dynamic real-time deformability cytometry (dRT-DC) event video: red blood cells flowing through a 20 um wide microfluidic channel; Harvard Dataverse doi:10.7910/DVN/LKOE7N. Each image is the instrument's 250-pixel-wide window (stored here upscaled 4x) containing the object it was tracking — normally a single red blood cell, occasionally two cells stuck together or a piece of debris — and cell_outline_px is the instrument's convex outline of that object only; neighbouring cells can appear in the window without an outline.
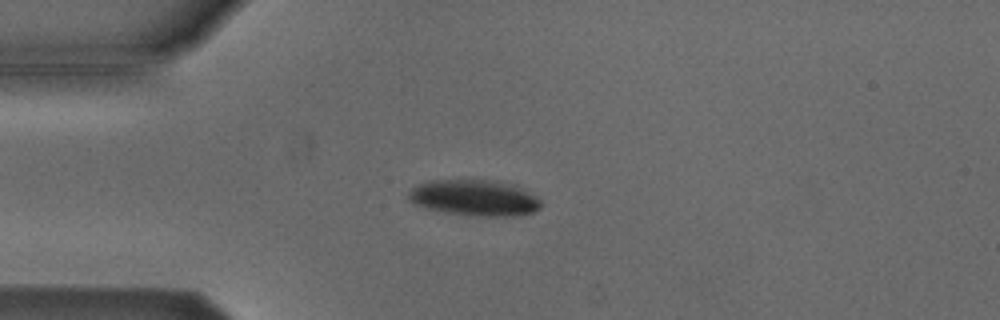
{"species": "Egyptian fruit bat (a non-hibernating species)", "species_latin": "Rousettus aegyptiacus", "temperature_condition": "cold", "stored_images_in_passage": 48, "camera_frame_rate_fps": 3000, "um_per_image_px": 0.085, "animal": {"sex": "male"}, "frame": {"image": 1, "passage_image": 12, "time_ms": 3.667, "image_size_px": [1000, 320], "cell_outline_px": [[540, 208], [532, 212], [520, 216], [472, 216], [444, 212], [412, 204], [408, 200], [408, 192], [412, 188], [428, 180], [488, 180], [520, 188], [540, 200]], "centroid_in_image_um": [40.26, 16.84], "position_along_channel_um": 44.7, "area_um2": 27.46}}
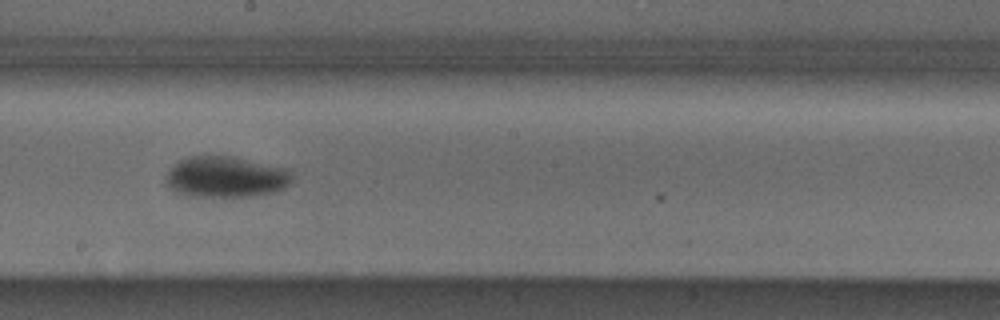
{"frame": {"image": 2, "passage_image": 28, "time_ms": 9.0, "image_size_px": [1000, 320], "cell_outline_px": [[292, 180], [284, 188], [276, 192], [252, 196], [188, 196], [176, 192], [168, 184], [168, 172], [180, 160], [188, 156], [232, 156], [284, 168], [292, 172]], "centroid_in_image_um": [19.24, 15.04], "position_along_channel_um": 229.0, "area_um2": 29.77}}
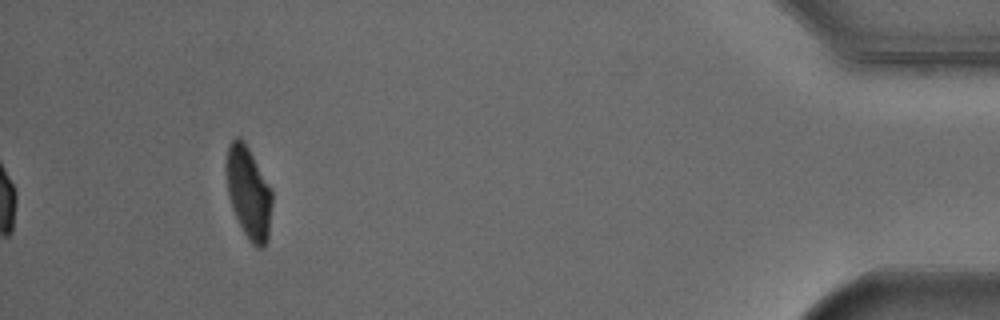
{"frame": {"image": 3, "passage_image": 48, "time_ms": 15.667, "image_size_px": [1000, 320], "cell_outline_px": [[272, 204], [268, 240], [264, 248], [256, 248], [252, 244], [244, 232], [232, 208], [228, 192], [224, 164], [228, 144], [236, 136], [244, 140], [272, 192]], "centroid_in_image_um": [21.11, 16.37], "position_along_channel_um": 414.1, "area_um2": 24.57}, "authors_computed_cell_mechanics": {"area_um2": 27.455, "velocity_mm_per_s": 3.8092, "shape_relaxation_time_tau1_ms": 2.9836, "shape_relaxation_time_tau2_ms": null, "deformation_change_tau1": 0.1223, "deformation_change_tau2": null}}